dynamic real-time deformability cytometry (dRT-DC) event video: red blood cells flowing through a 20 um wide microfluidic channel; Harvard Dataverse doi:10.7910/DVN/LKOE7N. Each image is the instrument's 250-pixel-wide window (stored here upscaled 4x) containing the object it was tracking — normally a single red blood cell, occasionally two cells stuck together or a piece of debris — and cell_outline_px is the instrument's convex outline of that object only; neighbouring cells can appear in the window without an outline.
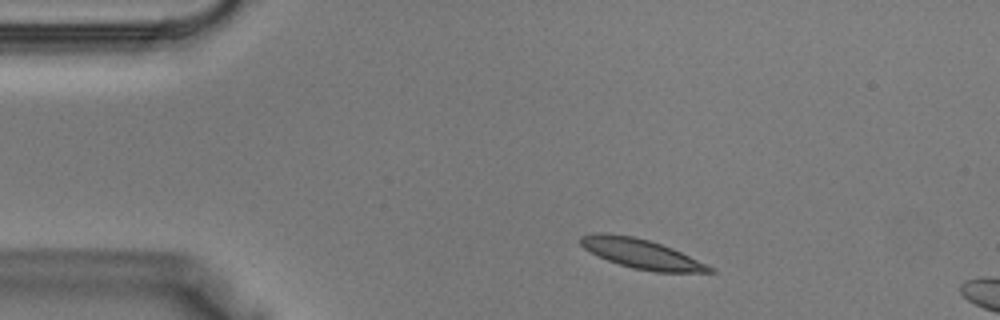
{"species": "Egyptian fruit bat (a non-hibernating species)", "species_latin": "Rousettus aegyptiacus", "temperature_condition": "warm", "stored_images_in_passage": 8, "camera_frame_rate_fps": 3000, "um_per_image_px": 0.085, "animal": {"sex": "male"}, "frame": {"image": 1, "passage_image": 4, "time_ms": 1.0, "image_size_px": [1000, 320], "cell_outline_px": [[716, 272], [656, 272], [632, 268], [608, 260], [584, 248], [580, 244], [580, 236], [592, 232], [600, 232], [632, 236], [648, 240], [672, 248], [708, 264], [716, 268]], "centroid_in_image_um": [54.54, 21.57], "position_along_channel_um": 30.5, "area_um2": 22.08}}